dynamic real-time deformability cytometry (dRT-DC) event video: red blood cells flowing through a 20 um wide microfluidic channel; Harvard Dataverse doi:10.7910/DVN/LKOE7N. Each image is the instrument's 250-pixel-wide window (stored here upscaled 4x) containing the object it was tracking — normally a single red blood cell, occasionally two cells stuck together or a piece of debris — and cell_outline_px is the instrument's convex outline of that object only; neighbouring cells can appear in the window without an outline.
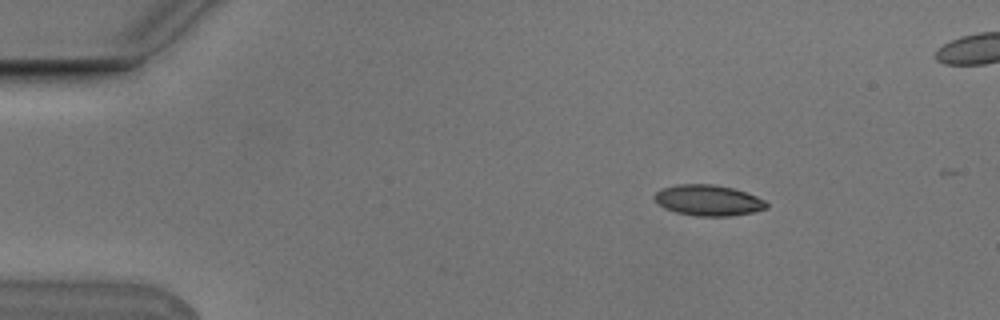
{"species": "Egyptian fruit bat (a non-hibernating species)", "species_latin": "Rousettus aegyptiacus", "temperature_condition": "cold", "stored_images_in_passage": 3, "camera_frame_rate_fps": 3000, "um_per_image_px": 0.085, "animal": {"sex": "male"}, "frame": {"image": 1, "passage_image": 1, "time_ms": 0.0, "image_size_px": [1000, 320], "cell_outline_px": [[768, 208], [752, 212], [728, 216], [696, 216], [676, 212], [664, 208], [652, 196], [660, 188], [676, 184], [716, 184], [732, 188], [756, 196], [764, 200], [768, 204]], "centroid_in_image_um": [60.17, 17.02], "position_along_channel_um": 24.8, "area_um2": 20.11}}